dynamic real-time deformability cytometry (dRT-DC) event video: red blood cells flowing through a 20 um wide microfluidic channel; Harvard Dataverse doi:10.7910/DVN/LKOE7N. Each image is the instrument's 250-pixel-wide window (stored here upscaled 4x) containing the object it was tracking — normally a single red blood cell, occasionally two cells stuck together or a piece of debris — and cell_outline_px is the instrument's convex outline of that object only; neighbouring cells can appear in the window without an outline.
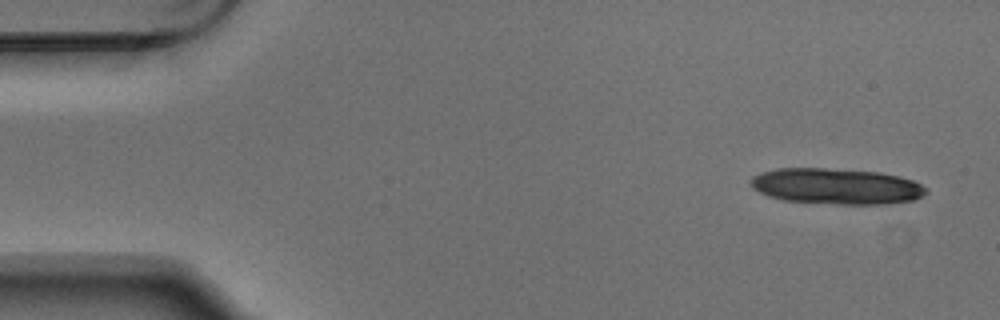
{"species": "Egyptian fruit bat (a non-hibernating species)", "species_latin": "Rousettus aegyptiacus", "temperature_condition": "warm", "stored_images_in_passage": 5, "camera_frame_rate_fps": 3000, "um_per_image_px": 0.085, "animal": {"sex": "male"}, "frame": {"image": 1, "passage_image": 1, "time_ms": 0.0, "image_size_px": [1000, 320], "cell_outline_px": [[928, 192], [924, 196], [912, 200], [888, 204], [836, 204], [784, 200], [768, 196], [752, 188], [752, 176], [760, 172], [776, 168], [824, 168], [880, 172], [900, 176], [912, 180], [928, 188]], "centroid_in_image_um": [71.11, 15.83], "position_along_channel_um": 13.9, "area_um2": 36.82}}
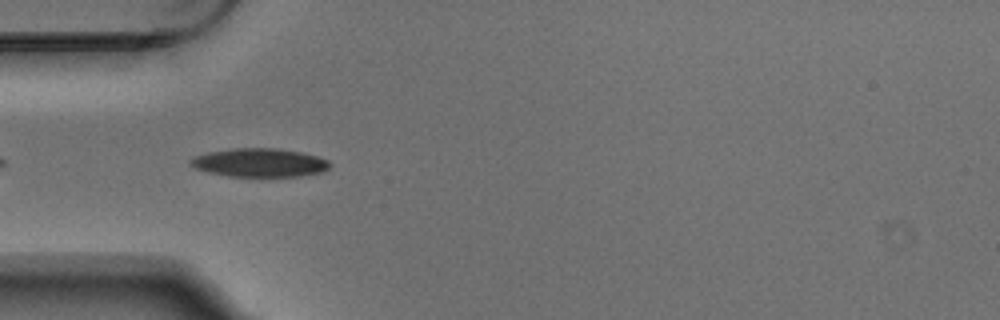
{"frame": {"image": 2, "passage_image": 4, "time_ms": 1.0, "image_size_px": [1000, 320], "cell_outline_px": [[332, 164], [328, 168], [320, 172], [300, 176], [228, 176], [208, 172], [196, 168], [188, 164], [188, 160], [192, 156], [208, 152], [232, 148], [276, 148], [300, 152], [316, 156], [328, 160]], "centroid_in_image_um": [22.01, 13.82], "position_along_channel_um": 63.0, "area_um2": 23.18}}
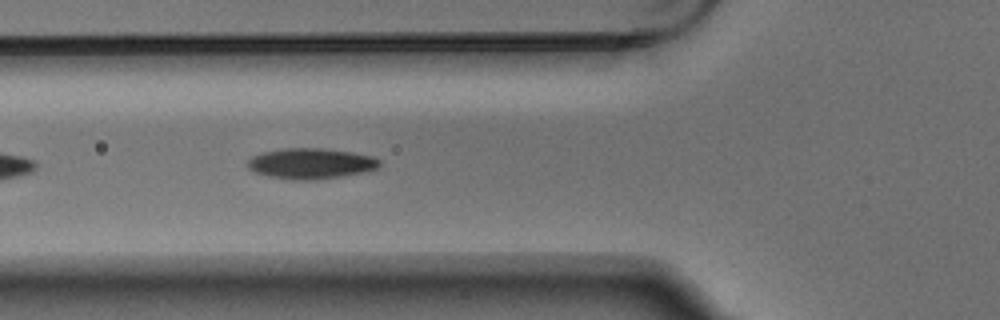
{"frame": {"image": 3, "passage_image": 5, "time_ms": 1.333, "image_size_px": [1000, 320], "cell_outline_px": [[380, 168], [364, 172], [340, 176], [312, 180], [292, 180], [272, 176], [256, 172], [248, 168], [244, 164], [252, 156], [260, 152], [284, 148], [324, 148], [352, 152], [372, 156], [380, 160]], "centroid_in_image_um": [26.41, 13.88], "position_along_channel_um": 99.4, "area_um2": 23.64}}